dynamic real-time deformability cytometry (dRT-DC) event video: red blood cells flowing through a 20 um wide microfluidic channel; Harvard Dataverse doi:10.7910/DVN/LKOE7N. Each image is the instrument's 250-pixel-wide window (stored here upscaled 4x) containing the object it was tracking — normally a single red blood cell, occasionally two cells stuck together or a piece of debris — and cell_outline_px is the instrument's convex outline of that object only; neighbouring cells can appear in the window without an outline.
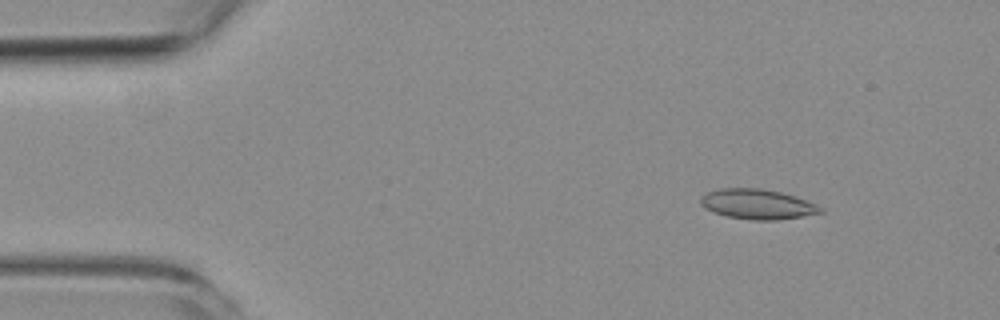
{"species": "common noctule bat (a hibernating species)", "species_latin": "Nyctalus noctula", "temperature_condition": "room temperature", "stored_images_in_passage": 3, "camera_frame_rate_fps": 3000, "um_per_image_px": 0.085, "animal": {"sex": "female", "body_mass_g": 19.3, "forearm_length_mm": 54.1}, "frame": {"image": 1, "passage_image": 1, "time_ms": 0.0, "image_size_px": [1000, 320], "cell_outline_px": [[824, 212], [776, 220], [756, 220], [728, 216], [716, 212], [700, 204], [700, 196], [708, 192], [720, 188], [760, 188], [780, 192], [804, 200], [824, 208]], "centroid_in_image_um": [64.37, 17.34], "position_along_channel_um": 20.6, "area_um2": 20.46}}
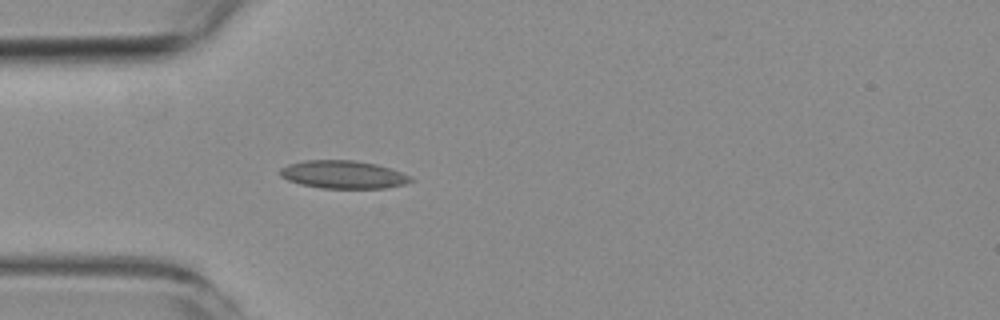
{"frame": {"image": 2, "passage_image": 3, "time_ms": 3.0, "image_size_px": [1000, 320], "cell_outline_px": [[416, 180], [404, 184], [384, 188], [320, 188], [300, 184], [288, 180], [280, 176], [280, 168], [288, 164], [304, 160], [352, 160], [376, 164], [412, 176]], "centroid_in_image_um": [29.16, 14.84], "position_along_channel_um": 55.8, "area_um2": 21.27}}